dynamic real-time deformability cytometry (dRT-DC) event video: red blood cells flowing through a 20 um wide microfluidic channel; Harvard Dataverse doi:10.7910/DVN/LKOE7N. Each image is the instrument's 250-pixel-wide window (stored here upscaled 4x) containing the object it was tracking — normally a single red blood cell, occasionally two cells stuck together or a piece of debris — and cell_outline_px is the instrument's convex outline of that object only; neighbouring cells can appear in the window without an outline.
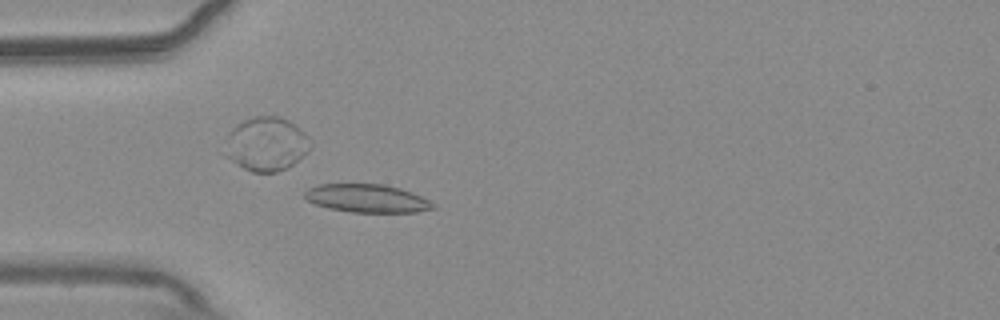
{"species": "common noctule bat (a hibernating species)", "species_latin": "Nyctalus noctula", "temperature_condition": "warm", "stored_images_in_passage": 49, "camera_frame_rate_fps": 3000, "um_per_image_px": 0.085, "animal": {"sex": "male", "body_mass_g": 20.4}, "frame": {"image": 1, "passage_image": 15, "time_ms": 4.667, "image_size_px": [1000, 320], "cell_outline_px": [[436, 208], [416, 212], [352, 212], [328, 208], [316, 204], [308, 200], [304, 196], [304, 192], [308, 188], [320, 184], [384, 184], [400, 188], [412, 192], [436, 204]], "centroid_in_image_um": [31.21, 16.86], "position_along_channel_um": 53.8, "area_um2": 21.04}, "authors_computed_cell_mechanics": {"area_um2": 20.6346, "velocity_mm_per_s": 3.7173, "shape_relaxation_time_tau1_ms": null, "shape_relaxation_time_tau2_ms": 1.6857, "deformation_change_tau1": null, "deformation_change_tau2": 0.0711}}